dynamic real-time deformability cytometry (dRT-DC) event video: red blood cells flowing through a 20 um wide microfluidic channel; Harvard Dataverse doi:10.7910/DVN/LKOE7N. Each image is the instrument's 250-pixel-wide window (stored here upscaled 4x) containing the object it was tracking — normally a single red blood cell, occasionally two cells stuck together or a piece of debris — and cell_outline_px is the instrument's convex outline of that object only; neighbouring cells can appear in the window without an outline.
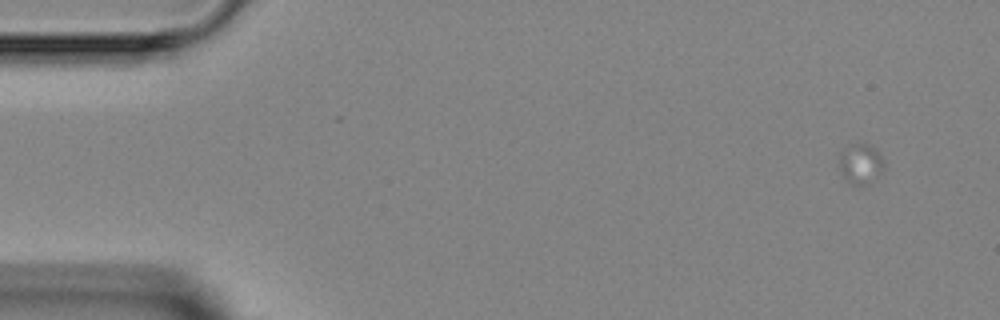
{"species": "Egyptian fruit bat (a non-hibernating species)", "species_latin": "Rousettus aegyptiacus", "temperature_condition": "room temperature", "stored_images_in_passage": 5, "camera_frame_rate_fps": 3000, "um_per_image_px": 0.085, "animal": {"sex": "female"}, "frame": {"image": 1, "passage_image": 1, "time_ms": 0.0, "image_size_px": [1000, 320], "cell_outline_px": [[884, 172], [860, 188], [844, 180], [840, 172], [840, 152], [848, 144], [872, 144], [876, 148], [884, 160]], "centroid_in_image_um": [73.16, 13.94], "position_along_channel_um": 11.8, "area_um2": 10.92}}